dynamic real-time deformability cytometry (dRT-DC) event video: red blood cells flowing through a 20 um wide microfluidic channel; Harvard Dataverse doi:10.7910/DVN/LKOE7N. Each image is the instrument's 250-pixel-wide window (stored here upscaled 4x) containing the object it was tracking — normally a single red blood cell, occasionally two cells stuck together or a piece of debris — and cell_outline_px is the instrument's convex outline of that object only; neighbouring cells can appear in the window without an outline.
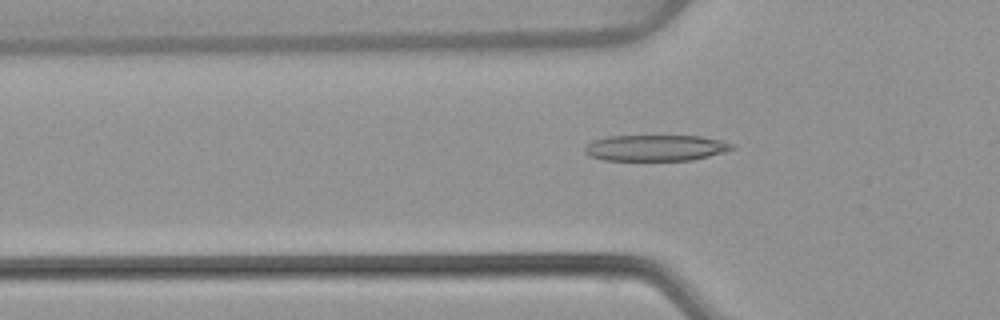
{"species": "common noctule bat (a hibernating species)", "species_latin": "Nyctalus noctula", "temperature_condition": "warm", "stored_images_in_passage": 52, "camera_frame_rate_fps": 3000, "um_per_image_px": 0.085, "animal": {"sex": "female", "body_mass_g": 22.7, "forearm_length_mm": 54.2}, "frame": {"image": 1, "passage_image": 17, "time_ms": 5.333, "image_size_px": [1000, 320], "cell_outline_px": [[736, 148], [724, 152], [692, 160], [604, 160], [592, 156], [584, 152], [584, 148], [592, 140], [608, 136], [700, 136], [720, 140], [736, 144]], "centroid_in_image_um": [55.76, 12.56], "position_along_channel_um": 70.0, "area_um2": 22.37}}
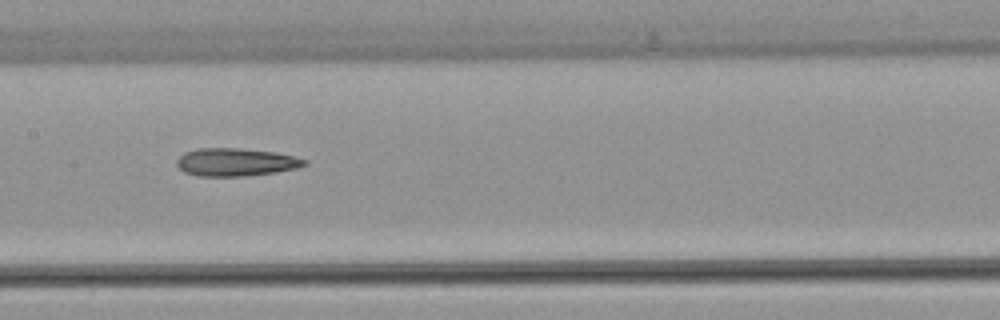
{"frame": {"image": 2, "passage_image": 26, "time_ms": 8.333, "image_size_px": [1000, 320], "cell_outline_px": [[308, 164], [296, 168], [276, 172], [244, 176], [196, 176], [184, 172], [176, 164], [176, 160], [184, 152], [196, 148], [240, 148], [276, 152], [308, 160]], "centroid_in_image_um": [20.02, 13.78], "position_along_channel_um": 187.4, "area_um2": 20.87}}
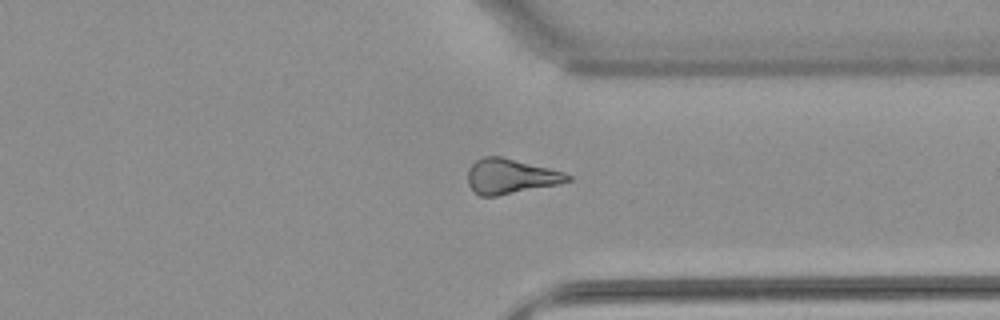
{"frame": {"image": 3, "passage_image": 40, "time_ms": 13.0, "image_size_px": [1000, 320], "cell_outline_px": [[572, 180], [556, 184], [496, 196], [480, 196], [468, 184], [468, 168], [476, 160], [484, 156], [500, 156], [564, 172], [572, 176]], "centroid_in_image_um": [43.37, 14.98], "position_along_channel_um": 368.0, "area_um2": 20.0}}